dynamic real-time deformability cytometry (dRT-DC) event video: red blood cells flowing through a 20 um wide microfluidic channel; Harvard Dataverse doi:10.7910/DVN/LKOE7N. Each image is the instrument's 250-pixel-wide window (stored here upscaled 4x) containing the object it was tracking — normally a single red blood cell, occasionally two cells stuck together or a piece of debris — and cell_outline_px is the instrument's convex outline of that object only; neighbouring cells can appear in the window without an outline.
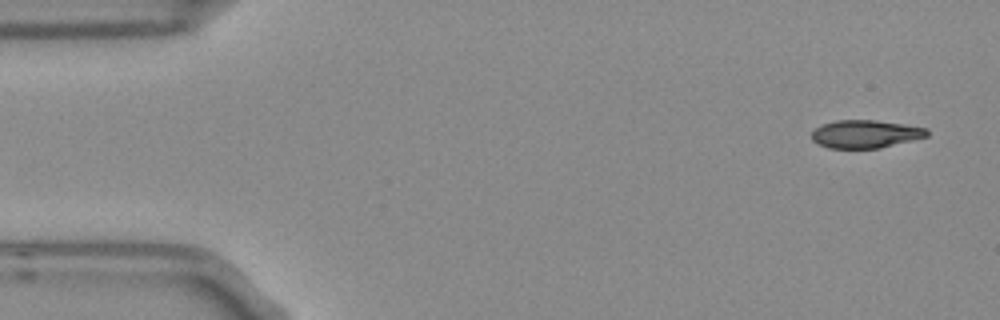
{"species": "Egyptian fruit bat (a non-hibernating species)", "species_latin": "Rousettus aegyptiacus", "temperature_condition": "room temperature", "stored_images_in_passage": 6, "camera_frame_rate_fps": 3000, "um_per_image_px": 0.085, "frame": {"image": 1, "passage_image": 1, "time_ms": 0.0, "image_size_px": [1000, 320], "cell_outline_px": [[928, 136], [880, 148], [828, 148], [812, 140], [812, 132], [820, 124], [836, 120], [876, 120], [904, 124], [928, 128]], "centroid_in_image_um": [73.56, 11.38], "position_along_channel_um": 11.4, "area_um2": 18.79}}
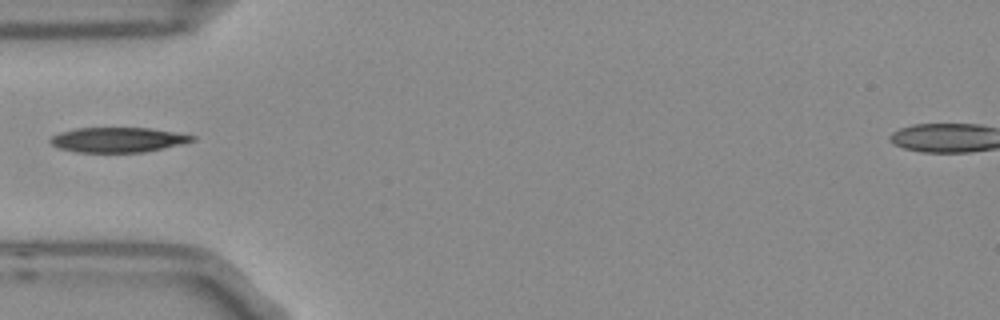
{"frame": {"image": 2, "passage_image": 5, "time_ms": 1.333, "image_size_px": [1000, 320], "cell_outline_px": [[196, 140], [180, 144], [144, 152], [76, 152], [60, 148], [52, 144], [48, 140], [52, 136], [60, 132], [76, 128], [148, 128], [196, 136]], "centroid_in_image_um": [9.99, 11.88], "position_along_channel_um": 75.0, "area_um2": 20.35}}
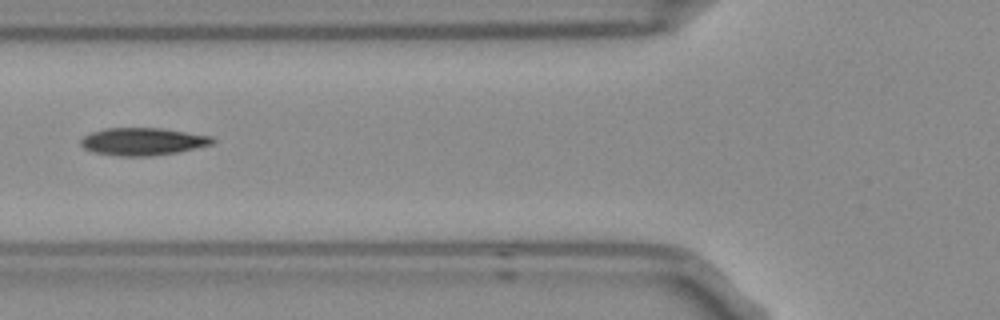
{"frame": {"image": 3, "passage_image": 6, "time_ms": 1.667, "image_size_px": [1000, 320], "cell_outline_px": [[216, 140], [212, 144], [176, 152], [148, 156], [124, 156], [92, 152], [84, 148], [80, 144], [80, 140], [84, 136], [92, 132], [104, 128], [160, 128], [212, 136]], "centroid_in_image_um": [12.11, 12.02], "position_along_channel_um": 113.7, "area_um2": 20.92}}